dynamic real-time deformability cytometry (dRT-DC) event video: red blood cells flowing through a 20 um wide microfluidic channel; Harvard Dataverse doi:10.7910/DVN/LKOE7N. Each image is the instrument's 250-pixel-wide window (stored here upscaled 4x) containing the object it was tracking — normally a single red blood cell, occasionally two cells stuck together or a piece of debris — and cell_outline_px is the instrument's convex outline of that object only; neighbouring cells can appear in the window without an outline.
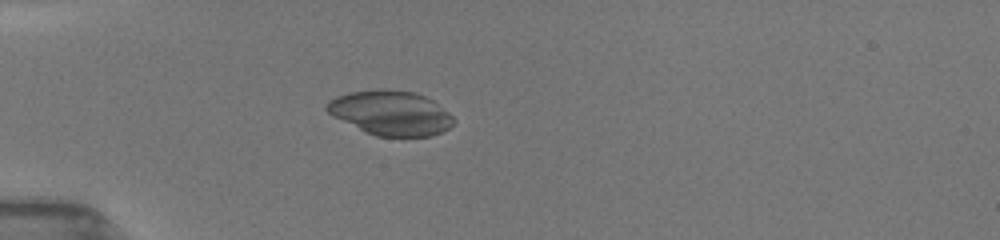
{"species": "common noctule bat (a hibernating species)", "species_latin": "Nyctalus noctula", "temperature_condition": "room temperature", "stored_images_in_passage": 19, "camera_frame_rate_fps": 3000, "um_per_image_px": 0.085, "animal": {"sex": "female", "body_mass_g": 19.5, "forearm_length_mm": 54.1}, "frame": {"image": 1, "passage_image": 11, "time_ms": 2.333, "image_size_px": [1000, 240], "cell_outline_px": [[452, 124], [448, 128], [432, 136], [376, 136], [332, 116], [324, 108], [336, 96], [348, 92], [380, 88], [384, 88], [416, 92], [432, 100], [448, 112], [452, 116]], "centroid_in_image_um": [33.19, 9.58], "position_along_channel_um": 51.8, "area_um2": 32.66}}
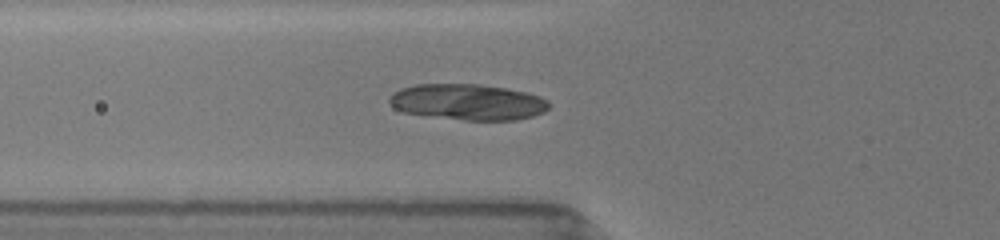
{"frame": {"image": 2, "passage_image": 15, "time_ms": 3.667, "image_size_px": [1000, 240], "cell_outline_px": [[548, 108], [544, 112], [532, 116], [516, 120], [464, 120], [404, 112], [396, 108], [388, 100], [400, 88], [416, 84], [480, 84], [504, 88], [524, 92], [540, 96], [548, 100]], "centroid_in_image_um": [39.8, 8.67], "position_along_channel_um": 86.0, "area_um2": 33.06}}